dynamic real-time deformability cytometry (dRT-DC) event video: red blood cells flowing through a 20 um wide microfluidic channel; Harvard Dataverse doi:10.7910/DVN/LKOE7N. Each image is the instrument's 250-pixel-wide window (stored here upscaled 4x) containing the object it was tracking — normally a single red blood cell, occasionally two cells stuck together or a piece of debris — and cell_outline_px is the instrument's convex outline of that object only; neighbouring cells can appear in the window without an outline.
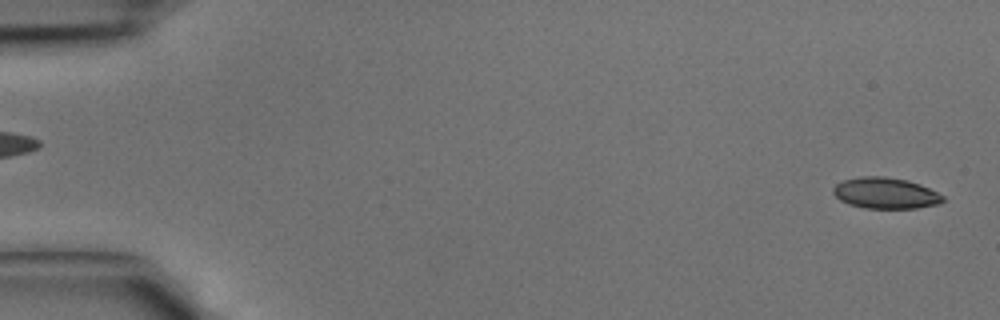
{"species": "common noctule bat (a hibernating species)", "species_latin": "Nyctalus noctula", "temperature_condition": "cold", "stored_images_in_passage": 34, "camera_frame_rate_fps": 3000, "um_per_image_px": 0.085, "animal": {"sex": "male", "body_mass_g": 15.6}, "frame": {"image": 1, "passage_image": 1, "time_ms": 0.0, "image_size_px": [1000, 320], "cell_outline_px": [[944, 200], [940, 204], [916, 208], [864, 208], [848, 204], [840, 200], [832, 192], [832, 188], [836, 184], [844, 180], [860, 176], [884, 176], [908, 180], [920, 184], [944, 196]], "centroid_in_image_um": [75.26, 16.41], "position_along_channel_um": 9.7, "area_um2": 19.94}}
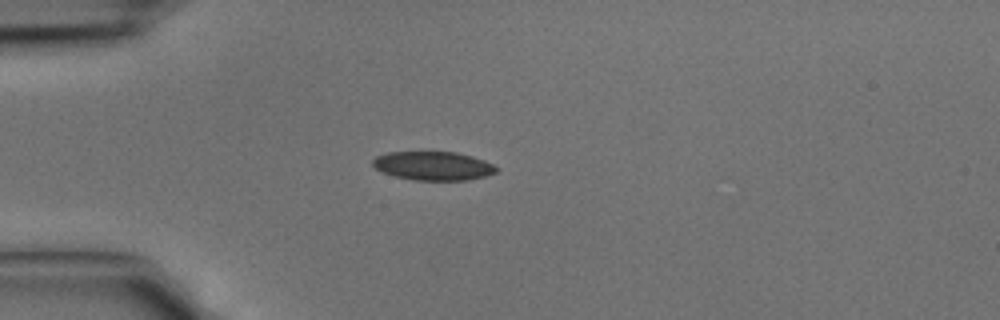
{"frame": {"image": 2, "passage_image": 11, "time_ms": 3.333, "image_size_px": [1000, 320], "cell_outline_px": [[500, 168], [496, 172], [484, 176], [468, 180], [412, 180], [396, 176], [384, 172], [376, 168], [372, 164], [372, 160], [376, 156], [388, 152], [456, 152], [472, 156], [484, 160]], "centroid_in_image_um": [36.84, 14.09], "position_along_channel_um": 48.2, "area_um2": 20.63}}
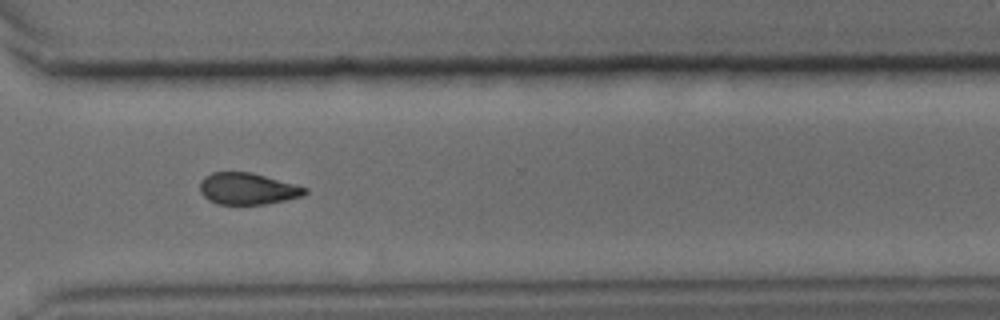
{"frame": {"image": 3, "passage_image": 31, "time_ms": 10.0, "image_size_px": [1000, 320], "cell_outline_px": [[308, 192], [304, 196], [268, 204], [216, 204], [208, 200], [200, 192], [200, 180], [204, 176], [212, 172], [252, 172], [296, 184], [308, 188]], "centroid_in_image_um": [21.06, 16.04], "position_along_channel_um": 349.5, "area_um2": 19.65}}